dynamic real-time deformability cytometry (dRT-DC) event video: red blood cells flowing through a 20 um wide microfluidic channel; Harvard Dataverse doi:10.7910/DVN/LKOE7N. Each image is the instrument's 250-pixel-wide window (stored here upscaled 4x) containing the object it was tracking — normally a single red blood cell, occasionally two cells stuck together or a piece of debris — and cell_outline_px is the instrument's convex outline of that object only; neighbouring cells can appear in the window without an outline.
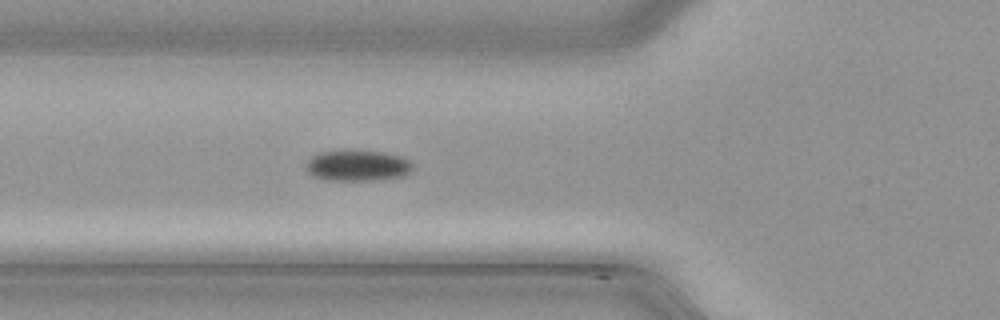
{"species": "common noctule bat (a hibernating species)", "species_latin": "Nyctalus noctula", "temperature_condition": "cold", "stored_images_in_passage": 10, "camera_frame_rate_fps": 3000, "um_per_image_px": 0.085, "animal": {"sex": "male", "body_mass_g": 21.5, "forearm_length_mm": 52.0}, "frame": {"image": 1, "passage_image": 7, "time_ms": 2.0, "image_size_px": [1000, 320], "cell_outline_px": [[412, 168], [404, 176], [380, 180], [324, 180], [312, 176], [308, 172], [308, 160], [312, 156], [320, 152], [344, 148], [380, 152], [400, 156], [408, 160], [412, 164]], "centroid_in_image_um": [30.36, 14.05], "position_along_channel_um": 95.4, "area_um2": 19.54}}